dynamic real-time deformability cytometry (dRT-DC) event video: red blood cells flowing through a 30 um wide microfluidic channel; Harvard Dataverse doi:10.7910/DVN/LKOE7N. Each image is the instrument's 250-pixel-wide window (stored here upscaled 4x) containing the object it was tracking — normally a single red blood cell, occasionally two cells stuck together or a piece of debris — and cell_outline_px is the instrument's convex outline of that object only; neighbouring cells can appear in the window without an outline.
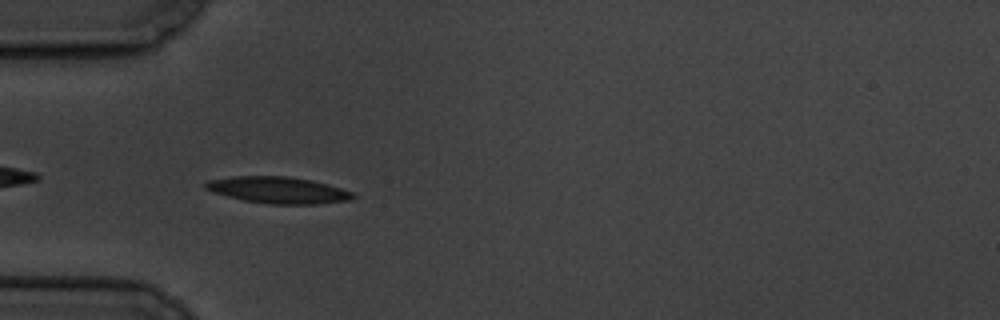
{"species": "common noctule bat (a hibernating species)", "species_latin": "Nyctalus noctula", "temperature_condition": "cold", "stored_images_in_passage": 5, "camera_frame_rate_fps": 3000, "um_per_image_px": 0.085, "animal": {"sex": "male", "body_mass_g": 19.5, "forearm_length_mm": 54.6}, "frame": {"image": 1, "passage_image": 4, "time_ms": 4.333, "image_size_px": [1000, 320], "cell_outline_px": [[356, 196], [348, 200], [316, 204], [268, 204], [244, 200], [212, 192], [204, 188], [204, 184], [208, 180], [232, 176], [288, 176], [312, 180], [356, 192]], "centroid_in_image_um": [23.65, 16.15], "position_along_channel_um": 61.4, "area_um2": 22.89}}
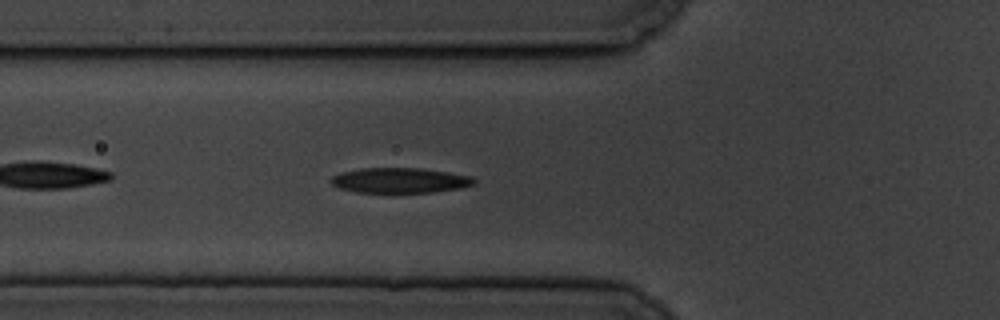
{"frame": {"image": 2, "passage_image": 5, "time_ms": 5.333, "image_size_px": [1000, 320], "cell_outline_px": [[476, 184], [460, 188], [432, 192], [356, 192], [340, 188], [332, 184], [328, 180], [332, 176], [340, 172], [360, 168], [420, 168], [448, 172], [472, 176], [476, 180]], "centroid_in_image_um": [33.98, 15.32], "position_along_channel_um": 91.8, "area_um2": 21.04}}